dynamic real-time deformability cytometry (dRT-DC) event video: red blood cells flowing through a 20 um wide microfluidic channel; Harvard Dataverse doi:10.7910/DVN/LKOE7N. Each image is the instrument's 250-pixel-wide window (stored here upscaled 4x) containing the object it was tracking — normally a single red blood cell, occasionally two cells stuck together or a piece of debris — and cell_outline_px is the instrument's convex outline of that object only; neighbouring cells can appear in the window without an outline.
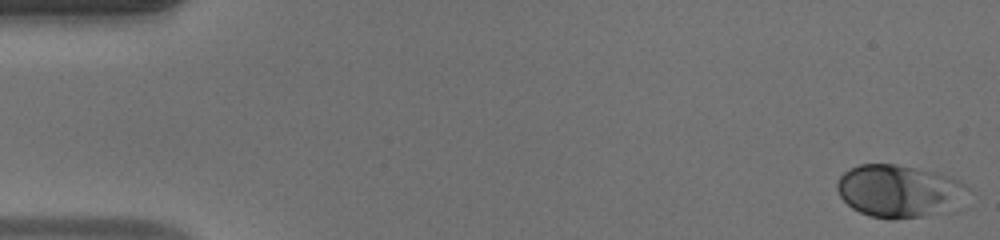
{"species": "human", "species_latin": "Homo sapiens", "temperature_condition": "warm", "stored_images_in_passage": 49, "camera_frame_rate_fps": 3000, "um_per_image_px": 0.085, "donor": {"sex": "male"}, "frame": {"image": 1, "passage_image": 1, "time_ms": 0.0, "image_size_px": [1000, 240], "cell_outline_px": [[972, 188], [940, 208], [920, 216], [892, 220], [888, 220], [872, 216], [860, 212], [852, 208], [840, 196], [836, 188], [836, 180], [844, 172], [860, 164], [896, 164], [932, 172], [948, 176], [960, 180]], "centroid_in_image_um": [76.24, 16.19], "position_along_channel_um": 8.8, "area_um2": 38.38}}
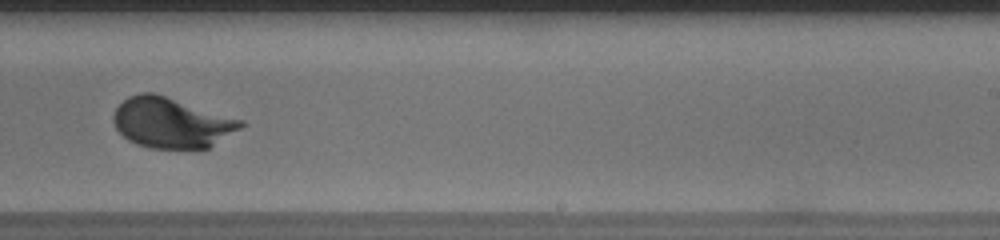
{"frame": {"image": 2, "passage_image": 31, "time_ms": 10.0, "image_size_px": [1000, 240], "cell_outline_px": [[244, 124], [240, 128], [208, 148], [152, 148], [136, 144], [128, 140], [116, 128], [112, 120], [112, 116], [116, 108], [128, 96], [140, 92], [156, 92], [244, 120]], "centroid_in_image_um": [14.56, 10.4], "position_along_channel_um": 274.4, "area_um2": 37.45}}
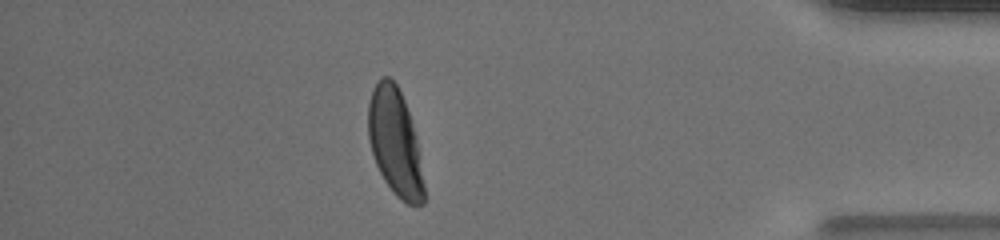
{"frame": {"image": 3, "passage_image": 43, "time_ms": 14.0, "image_size_px": [1000, 240], "cell_outline_px": [[424, 204], [408, 204], [400, 200], [392, 192], [384, 180], [376, 164], [368, 140], [368, 104], [372, 88], [380, 76], [388, 76], [396, 84], [404, 100], [416, 136], [424, 184]], "centroid_in_image_um": [33.56, 12.09], "position_along_channel_um": 401.6, "area_um2": 34.74}, "authors_computed_cell_mechanics": {"area_um2": 37.281, "velocity_mm_per_s": 4.1466, "shape_relaxation_time_tau1_ms": 2.1829, "shape_relaxation_time_tau2_ms": null, "deformation_change_tau1": 0.1517, "deformation_change_tau2": null}}